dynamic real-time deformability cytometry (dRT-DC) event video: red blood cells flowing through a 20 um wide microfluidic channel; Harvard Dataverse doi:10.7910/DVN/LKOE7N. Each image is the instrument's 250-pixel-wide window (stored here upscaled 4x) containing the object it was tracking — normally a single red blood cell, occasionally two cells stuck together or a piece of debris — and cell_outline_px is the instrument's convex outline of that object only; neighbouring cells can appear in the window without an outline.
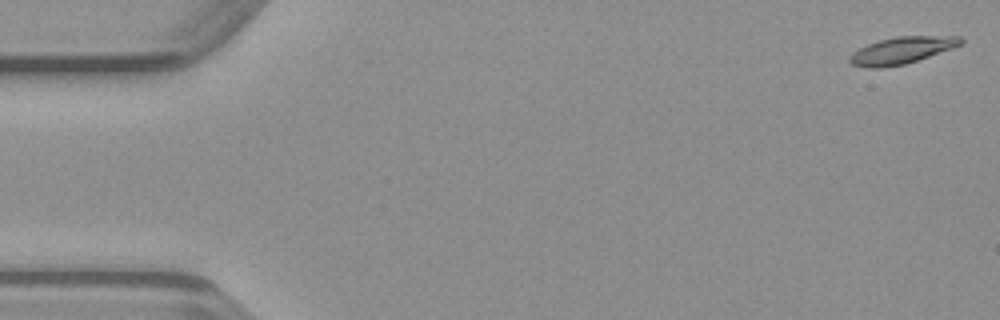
{"species": "common noctule bat (a hibernating species)", "species_latin": "Nyctalus noctula", "temperature_condition": "warm", "stored_images_in_passage": 49, "camera_frame_rate_fps": 3000, "um_per_image_px": 0.085, "animal": {"sex": "male", "body_mass_g": 23.1, "forearm_length_mm": 52.7}, "frame": {"image": 1, "passage_image": 1, "time_ms": 0.0, "image_size_px": [1000, 320], "cell_outline_px": [[964, 44], [904, 64], [880, 68], [868, 68], [852, 64], [848, 60], [848, 56], [852, 52], [868, 44], [880, 40], [896, 36], [960, 36], [964, 40]], "centroid_in_image_um": [76.64, 4.27], "position_along_channel_um": 8.4, "area_um2": 17.28}}
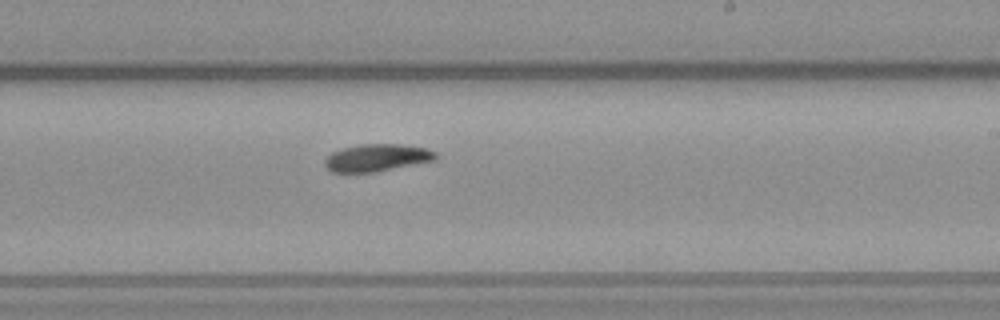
{"frame": {"image": 2, "passage_image": 29, "time_ms": 9.333, "image_size_px": [1000, 320], "cell_outline_px": [[440, 156], [436, 160], [376, 172], [332, 172], [324, 164], [324, 160], [332, 152], [344, 148], [360, 144], [400, 144], [424, 148], [436, 152]], "centroid_in_image_um": [32.07, 13.41], "position_along_channel_um": 256.9, "area_um2": 17.63}}
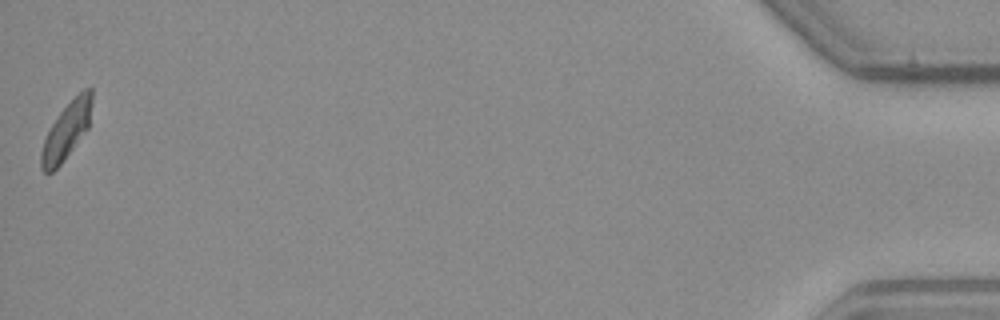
{"frame": {"image": 3, "passage_image": 49, "time_ms": 16.0, "image_size_px": [1000, 320], "cell_outline_px": [[92, 100], [88, 128], [64, 160], [52, 172], [44, 172], [40, 168], [40, 152], [44, 140], [52, 124], [60, 112], [84, 88], [92, 88]], "centroid_in_image_um": [5.63, 11.14], "position_along_channel_um": 429.6, "area_um2": 16.42}}